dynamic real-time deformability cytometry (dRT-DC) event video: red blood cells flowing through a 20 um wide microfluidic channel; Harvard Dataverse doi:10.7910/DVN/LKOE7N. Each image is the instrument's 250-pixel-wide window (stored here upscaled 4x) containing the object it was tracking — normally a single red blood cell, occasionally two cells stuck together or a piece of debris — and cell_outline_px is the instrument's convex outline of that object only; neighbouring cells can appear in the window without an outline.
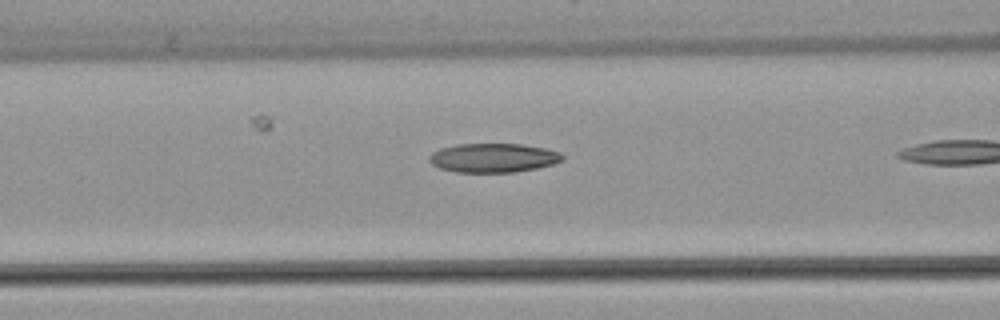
{"species": "common noctule bat (a hibernating species)", "species_latin": "Nyctalus noctula", "temperature_condition": "warm", "stored_images_in_passage": 20, "camera_frame_rate_fps": 3000, "um_per_image_px": 0.085, "animal": {"sex": "female", "body_mass_g": 22.7, "forearm_length_mm": 54.2}, "frame": {"image": 1, "passage_image": 6, "time_ms": 1.667, "image_size_px": [1000, 320], "cell_outline_px": [[564, 160], [552, 164], [536, 168], [512, 172], [456, 172], [440, 168], [432, 164], [428, 160], [428, 156], [432, 152], [440, 148], [456, 144], [520, 144], [544, 148], [560, 152], [564, 156]], "centroid_in_image_um": [41.9, 13.41], "position_along_channel_um": 124.7, "area_um2": 22.54}}
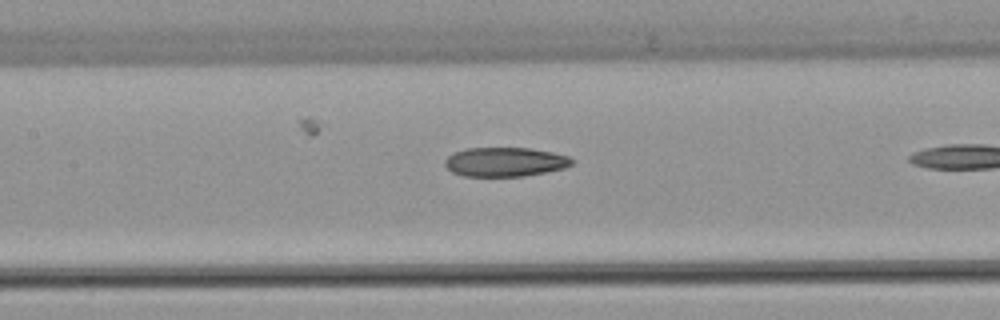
{"frame": {"image": 2, "passage_image": 9, "time_ms": 2.667, "image_size_px": [1000, 320], "cell_outline_px": [[576, 160], [572, 164], [564, 168], [524, 176], [464, 176], [452, 172], [444, 164], [444, 160], [448, 156], [456, 152], [468, 148], [528, 148], [552, 152], [568, 156]], "centroid_in_image_um": [42.94, 13.76], "position_along_channel_um": 164.5, "area_um2": 21.5}}
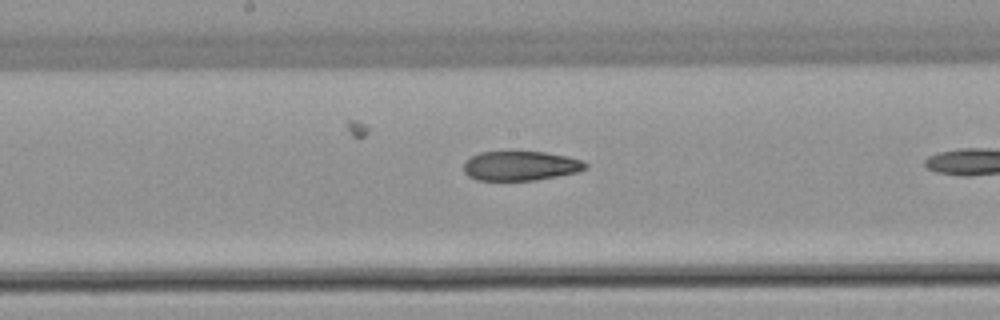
{"frame": {"image": 3, "passage_image": 12, "time_ms": 3.667, "image_size_px": [1000, 320], "cell_outline_px": [[588, 168], [580, 172], [536, 180], [476, 180], [468, 176], [464, 172], [464, 164], [472, 156], [480, 152], [544, 152], [568, 156], [584, 160], [588, 164]], "centroid_in_image_um": [44.31, 14.1], "position_along_channel_um": 203.9, "area_um2": 21.04}}